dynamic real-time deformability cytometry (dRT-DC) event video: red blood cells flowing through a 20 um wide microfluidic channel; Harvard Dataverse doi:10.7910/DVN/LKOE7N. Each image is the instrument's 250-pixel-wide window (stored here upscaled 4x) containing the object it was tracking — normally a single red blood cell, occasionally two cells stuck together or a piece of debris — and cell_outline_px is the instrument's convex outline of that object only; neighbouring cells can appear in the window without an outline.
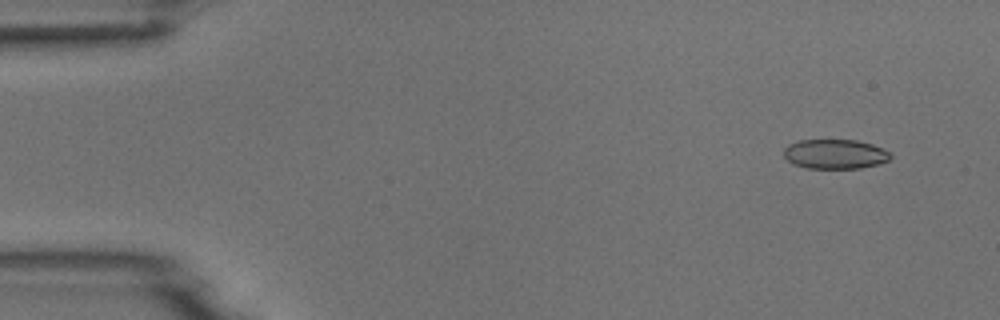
{"species": "common noctule bat (a hibernating species)", "species_latin": "Nyctalus noctula", "temperature_condition": "room temperature", "stored_images_in_passage": 5, "camera_frame_rate_fps": 3000, "um_per_image_px": 0.085, "animal": {"sex": "male", "body_mass_g": 18.8}, "frame": {"image": 1, "passage_image": 1, "time_ms": 0.0, "image_size_px": [1000, 320], "cell_outline_px": [[892, 156], [888, 160], [876, 164], [860, 168], [808, 168], [796, 164], [788, 160], [784, 156], [784, 148], [788, 144], [796, 140], [856, 140], [872, 144], [888, 152]], "centroid_in_image_um": [70.94, 13.08], "position_along_channel_um": 14.1, "area_um2": 18.15}}
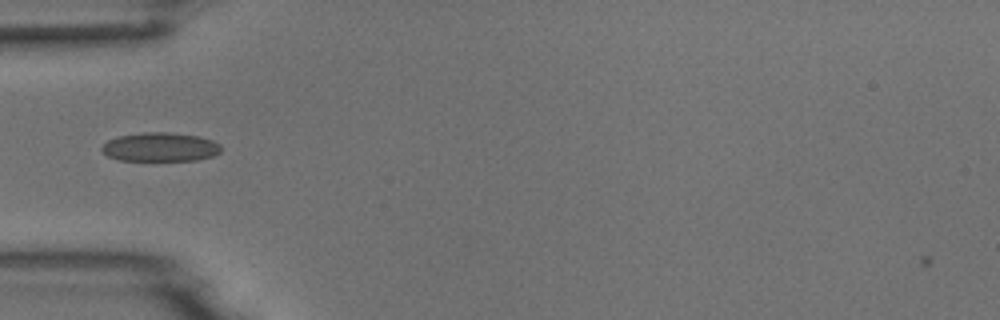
{"frame": {"image": 2, "passage_image": 4, "time_ms": 1.0, "image_size_px": [1000, 320], "cell_outline_px": [[220, 152], [212, 156], [196, 160], [120, 160], [108, 156], [100, 148], [108, 140], [120, 136], [144, 132], [168, 132], [200, 136], [212, 140], [220, 144]], "centroid_in_image_um": [13.64, 12.49], "position_along_channel_um": 71.4, "area_um2": 19.94}}